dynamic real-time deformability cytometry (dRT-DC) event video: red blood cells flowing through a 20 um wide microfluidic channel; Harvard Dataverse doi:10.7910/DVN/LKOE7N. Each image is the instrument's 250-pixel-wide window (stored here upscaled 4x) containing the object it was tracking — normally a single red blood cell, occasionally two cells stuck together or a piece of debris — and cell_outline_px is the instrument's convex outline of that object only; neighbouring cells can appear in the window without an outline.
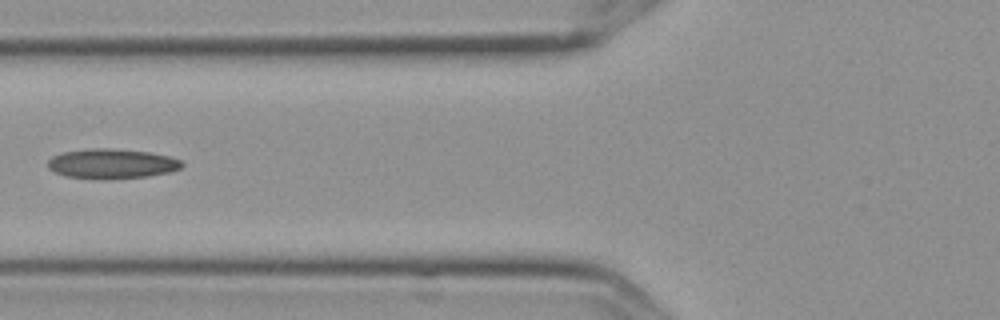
{"species": "Egyptian fruit bat (a non-hibernating species)", "species_latin": "Rousettus aegyptiacus", "temperature_condition": "cold", "stored_images_in_passage": 7, "camera_frame_rate_fps": 3000, "um_per_image_px": 0.085, "frame": {"image": 1, "passage_image": 7, "time_ms": 2.0, "image_size_px": [1000, 320], "cell_outline_px": [[184, 164], [180, 168], [168, 172], [148, 176], [68, 176], [56, 172], [48, 168], [48, 160], [52, 156], [64, 152], [92, 148], [108, 148], [152, 152], [168, 156], [180, 160]], "centroid_in_image_um": [9.53, 13.85], "position_along_channel_um": 116.3, "area_um2": 22.08}}